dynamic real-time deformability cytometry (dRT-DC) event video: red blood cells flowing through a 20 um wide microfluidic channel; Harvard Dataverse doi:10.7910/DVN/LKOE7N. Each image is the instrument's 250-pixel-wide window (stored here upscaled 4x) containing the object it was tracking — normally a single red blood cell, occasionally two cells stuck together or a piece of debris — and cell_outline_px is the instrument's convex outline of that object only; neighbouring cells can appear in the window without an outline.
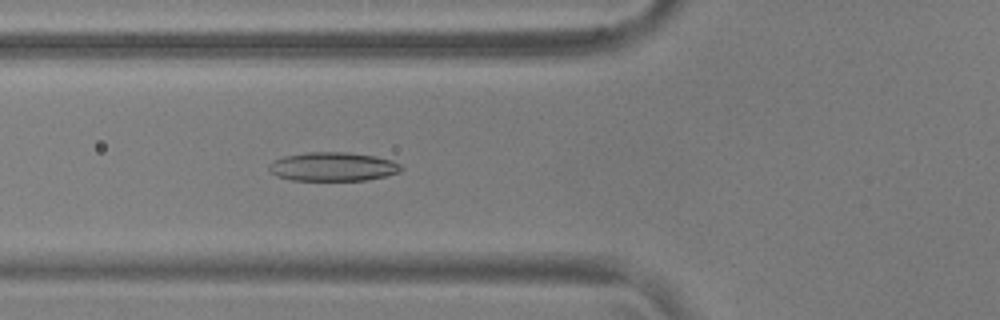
{"species": "common noctule bat (a hibernating species)", "species_latin": "Nyctalus noctula", "temperature_condition": "warm", "stored_images_in_passage": 55, "camera_frame_rate_fps": 3000, "um_per_image_px": 0.085, "animal": {"sex": "male", "body_mass_g": 17.9, "forearm_length_mm": 54.2}, "frame": {"image": 1, "passage_image": 21, "time_ms": 6.667, "image_size_px": [1000, 320], "cell_outline_px": [[404, 168], [400, 172], [384, 176], [364, 180], [292, 180], [276, 176], [268, 168], [268, 164], [284, 156], [308, 152], [348, 152], [376, 156], [392, 160], [400, 164]], "centroid_in_image_um": [28.32, 14.16], "position_along_channel_um": 97.5, "area_um2": 22.2}}
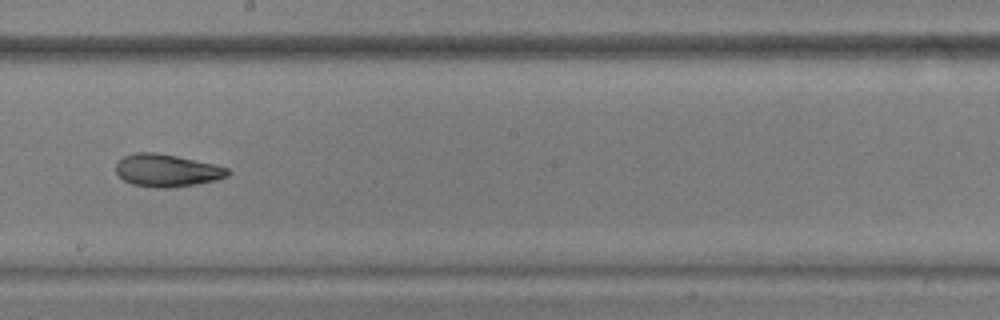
{"frame": {"image": 2, "passage_image": 32, "time_ms": 10.333, "image_size_px": [1000, 320], "cell_outline_px": [[232, 172], [228, 176], [216, 180], [196, 184], [168, 188], [156, 188], [132, 184], [124, 180], [116, 172], [116, 160], [124, 156], [136, 152], [156, 152], [176, 156], [212, 164], [228, 168]], "centroid_in_image_um": [14.16, 14.49], "position_along_channel_um": 234.0, "area_um2": 21.21}}
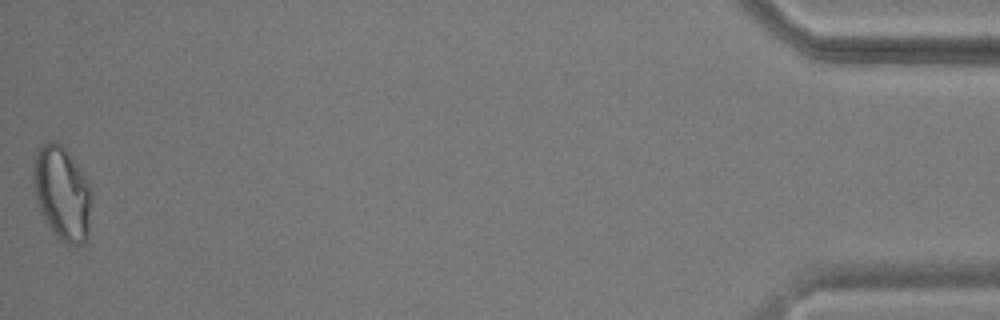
{"frame": {"image": 3, "passage_image": 55, "time_ms": 18.0, "image_size_px": [1000, 320], "cell_outline_px": [[88, 236], [84, 244], [68, 244], [60, 240], [52, 232], [40, 212], [36, 200], [32, 176], [32, 168], [36, 152], [40, 144], [48, 140], [56, 140], [68, 152], [88, 180]], "centroid_in_image_um": [5.21, 16.38], "position_along_channel_um": 430.0, "area_um2": 31.56}, "authors_computed_cell_mechanics": {"area_um2": 22.7154, "velocity_mm_per_s": 3.7076, "shape_relaxation_time_tau1_ms": 7.0673, "shape_relaxation_time_tau2_ms": 2.9626, "deformation_change_tau1": 0.1768, "deformation_change_tau2": 0.0863}}